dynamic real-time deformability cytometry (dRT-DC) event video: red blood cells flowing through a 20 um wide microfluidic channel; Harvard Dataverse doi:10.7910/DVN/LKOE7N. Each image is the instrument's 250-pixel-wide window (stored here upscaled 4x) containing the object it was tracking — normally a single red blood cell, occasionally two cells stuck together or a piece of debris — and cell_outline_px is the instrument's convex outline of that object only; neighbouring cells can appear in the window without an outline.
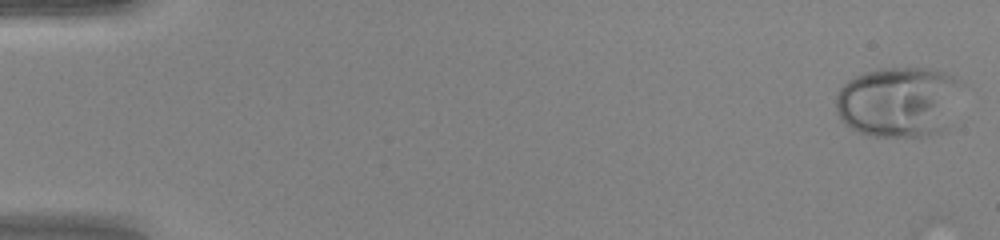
{"species": "human", "species_latin": "Homo sapiens", "temperature_condition": "warm", "stored_images_in_passage": 19, "camera_frame_rate_fps": 3000, "um_per_image_px": 0.085, "donor": {"sex": "female"}, "frame": {"image": 1, "passage_image": 1, "time_ms": 0.0, "image_size_px": [1000, 240], "cell_outline_px": [[960, 84], [948, 128], [944, 132], [924, 136], [876, 136], [856, 132], [840, 120], [836, 112], [836, 92], [848, 80], [864, 72], [880, 68], [928, 68], [944, 72], [956, 76]], "centroid_in_image_um": [76.35, 8.66], "position_along_channel_um": 8.6, "area_um2": 52.02}}
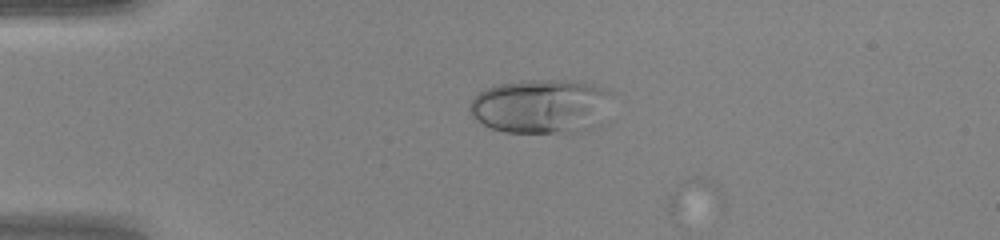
{"frame": {"image": 2, "passage_image": 12, "time_ms": 3.667, "image_size_px": [1000, 240], "cell_outline_px": [[616, 92], [612, 96], [564, 128], [556, 132], [504, 132], [492, 128], [476, 120], [472, 116], [468, 108], [472, 100], [484, 88], [500, 84], [520, 80], [580, 80]], "centroid_in_image_um": [45.58, 8.89], "position_along_channel_um": 39.4, "area_um2": 40.92}}
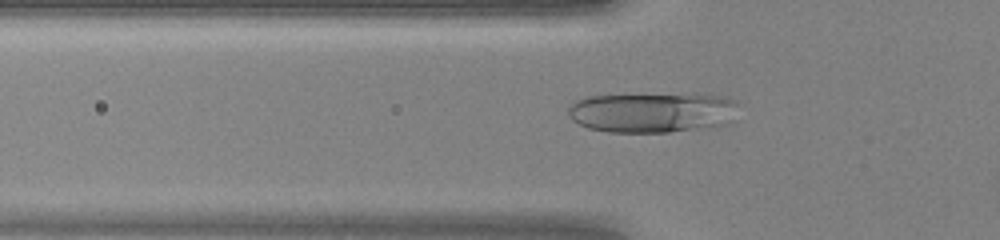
{"frame": {"image": 3, "passage_image": 17, "time_ms": 5.333, "image_size_px": [1000, 240], "cell_outline_px": [[736, 104], [732, 124], [712, 128], [668, 132], [608, 132], [588, 128], [572, 120], [568, 112], [568, 108], [576, 100], [584, 96], [692, 92], [724, 96], [736, 100]], "centroid_in_image_um": [55.52, 9.53], "position_along_channel_um": 70.3, "area_um2": 41.27}}